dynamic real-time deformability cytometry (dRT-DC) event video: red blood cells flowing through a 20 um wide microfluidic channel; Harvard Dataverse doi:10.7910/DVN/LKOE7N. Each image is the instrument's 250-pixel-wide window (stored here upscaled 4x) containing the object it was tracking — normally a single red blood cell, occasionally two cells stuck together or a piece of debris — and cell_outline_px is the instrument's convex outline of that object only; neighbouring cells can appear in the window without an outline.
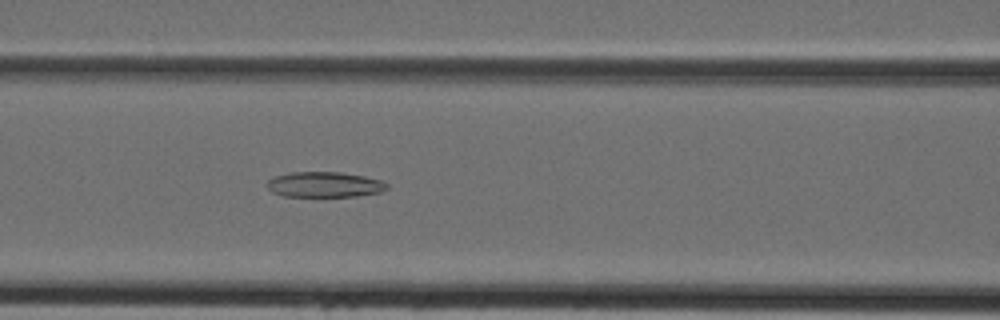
{"species": "Egyptian fruit bat (a non-hibernating species)", "species_latin": "Rousettus aegyptiacus", "temperature_condition": "cold", "stored_images_in_passage": 28, "camera_frame_rate_fps": 3000, "um_per_image_px": 0.085, "animal": {"sex": "female"}, "frame": {"image": 1, "passage_image": 18, "time_ms": 5.667, "image_size_px": [1000, 320], "cell_outline_px": [[388, 188], [380, 192], [356, 196], [284, 196], [272, 192], [268, 188], [268, 180], [272, 176], [292, 172], [340, 172], [364, 176], [380, 180], [388, 184]], "centroid_in_image_um": [27.57, 15.68], "position_along_channel_um": 139.0, "area_um2": 17.69}}
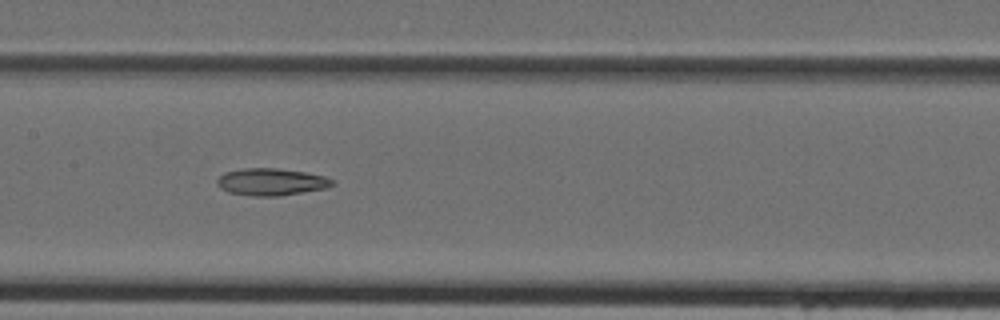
{"frame": {"image": 2, "passage_image": 21, "time_ms": 6.667, "image_size_px": [1000, 320], "cell_outline_px": [[332, 184], [324, 188], [280, 196], [252, 196], [228, 192], [220, 188], [216, 184], [216, 180], [224, 172], [244, 168], [276, 168], [304, 172], [324, 176], [332, 180]], "centroid_in_image_um": [22.97, 15.46], "position_along_channel_um": 184.4, "area_um2": 18.03}}